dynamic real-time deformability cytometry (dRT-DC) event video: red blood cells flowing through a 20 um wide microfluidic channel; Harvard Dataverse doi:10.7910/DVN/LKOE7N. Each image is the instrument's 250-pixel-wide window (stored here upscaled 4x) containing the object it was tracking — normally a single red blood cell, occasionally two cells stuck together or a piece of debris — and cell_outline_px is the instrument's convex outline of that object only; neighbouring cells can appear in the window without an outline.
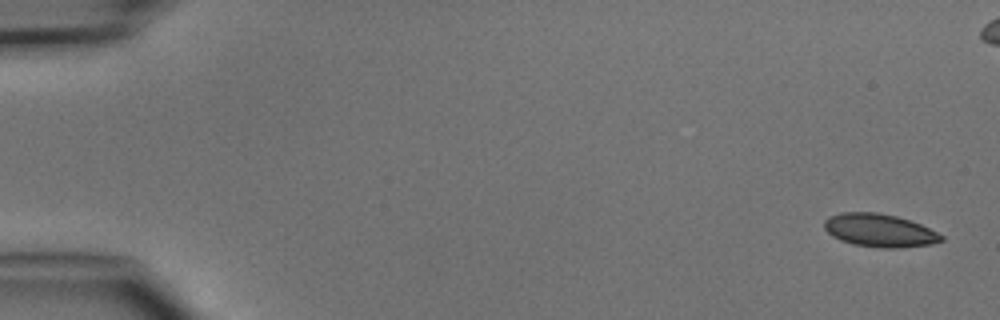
{"species": "common noctule bat (a hibernating species)", "species_latin": "Nyctalus noctula", "temperature_condition": "cold", "stored_images_in_passage": 6, "camera_frame_rate_fps": 3000, "um_per_image_px": 0.085, "animal": {"sex": "male", "body_mass_g": 15.6}, "frame": {"image": 1, "passage_image": 1, "time_ms": 0.0, "image_size_px": [1000, 320], "cell_outline_px": [[944, 240], [932, 244], [896, 248], [880, 248], [852, 244], [840, 240], [832, 236], [824, 228], [824, 220], [840, 212], [876, 212], [896, 216], [920, 224], [944, 236]], "centroid_in_image_um": [74.75, 19.59], "position_along_channel_um": 10.3, "area_um2": 22.48}}